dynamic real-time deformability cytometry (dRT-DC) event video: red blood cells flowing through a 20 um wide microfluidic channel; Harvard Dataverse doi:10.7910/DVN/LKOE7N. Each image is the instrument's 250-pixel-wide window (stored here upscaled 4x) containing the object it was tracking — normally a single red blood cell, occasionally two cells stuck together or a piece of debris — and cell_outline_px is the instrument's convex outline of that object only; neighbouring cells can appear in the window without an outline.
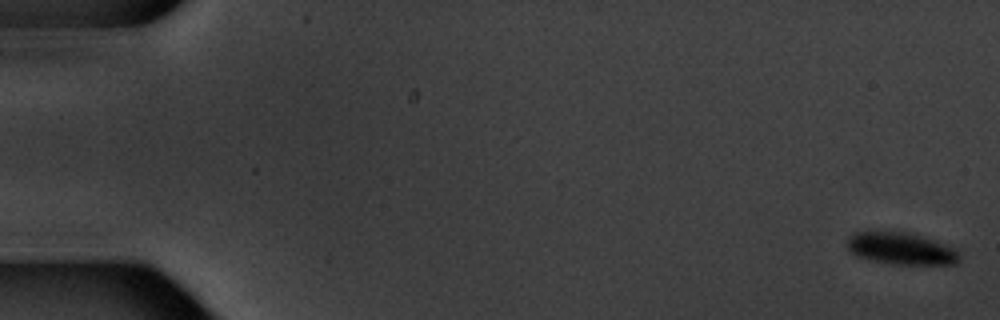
{"species": "common noctule bat (a hibernating species)", "species_latin": "Nyctalus noctula", "temperature_condition": "warm", "stored_images_in_passage": 6, "camera_frame_rate_fps": 3000, "um_per_image_px": 0.085, "animal": {"sex": "male", "body_mass_g": 20.1, "forearm_length_mm": 53.5}, "frame": {"image": 1, "passage_image": 1, "time_ms": 0.0, "image_size_px": [1000, 320], "cell_outline_px": [[960, 260], [956, 264], [892, 264], [856, 256], [848, 248], [848, 236], [856, 232], [904, 232], [936, 240], [952, 248], [960, 256]], "centroid_in_image_um": [76.59, 21.13], "position_along_channel_um": 8.4, "area_um2": 20.52}}
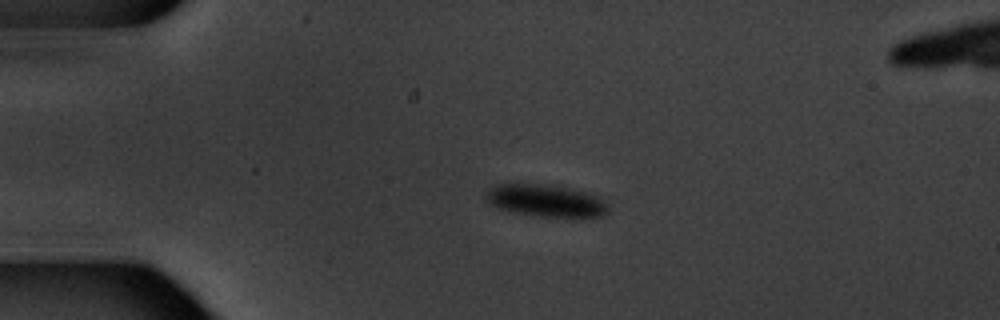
{"frame": {"image": 2, "passage_image": 4, "time_ms": 4.333, "image_size_px": [1000, 320], "cell_outline_px": [[608, 212], [600, 216], [536, 216], [512, 212], [496, 208], [488, 204], [488, 192], [492, 188], [500, 184], [548, 184], [568, 188], [584, 192], [596, 196], [608, 208]], "centroid_in_image_um": [46.34, 17.06], "position_along_channel_um": 38.7, "area_um2": 22.31}}